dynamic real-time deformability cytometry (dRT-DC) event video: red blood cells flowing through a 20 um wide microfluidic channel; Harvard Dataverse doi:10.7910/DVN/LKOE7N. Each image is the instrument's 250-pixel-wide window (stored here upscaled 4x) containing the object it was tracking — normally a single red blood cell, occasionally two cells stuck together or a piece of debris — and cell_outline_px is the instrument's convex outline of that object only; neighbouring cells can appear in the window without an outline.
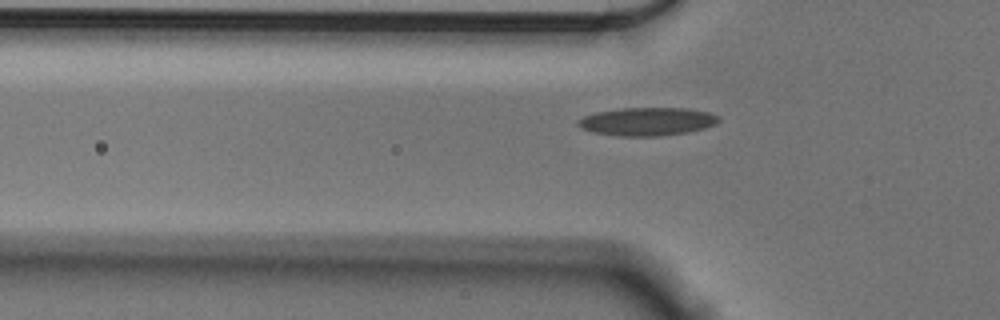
{"species": "Egyptian fruit bat (a non-hibernating species)", "species_latin": "Rousettus aegyptiacus", "temperature_condition": "cold", "stored_images_in_passage": 41, "camera_frame_rate_fps": 3000, "um_per_image_px": 0.085, "animal": {"sex": "male"}, "frame": {"image": 1, "passage_image": 8, "time_ms": 2.333, "image_size_px": [1000, 320], "cell_outline_px": [[720, 120], [716, 124], [704, 128], [688, 132], [660, 136], [616, 136], [592, 132], [580, 128], [576, 124], [576, 120], [584, 116], [596, 112], [620, 108], [684, 108], [708, 112], [720, 116]], "centroid_in_image_um": [54.98, 10.33], "position_along_channel_um": 70.8, "area_um2": 23.29}}
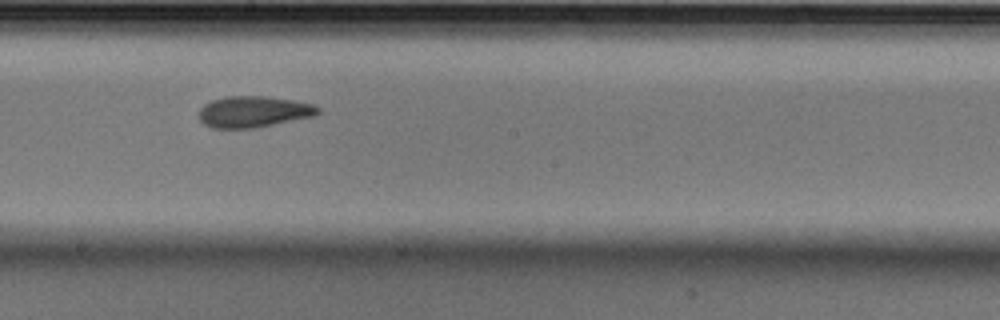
{"frame": {"image": 2, "passage_image": 21, "time_ms": 6.667, "image_size_px": [1000, 320], "cell_outline_px": [[320, 112], [316, 116], [256, 128], [212, 128], [204, 124], [200, 120], [200, 108], [204, 104], [212, 100], [224, 96], [268, 96], [296, 100], [312, 104], [320, 108]], "centroid_in_image_um": [21.59, 9.49], "position_along_channel_um": 226.6, "area_um2": 21.96}}
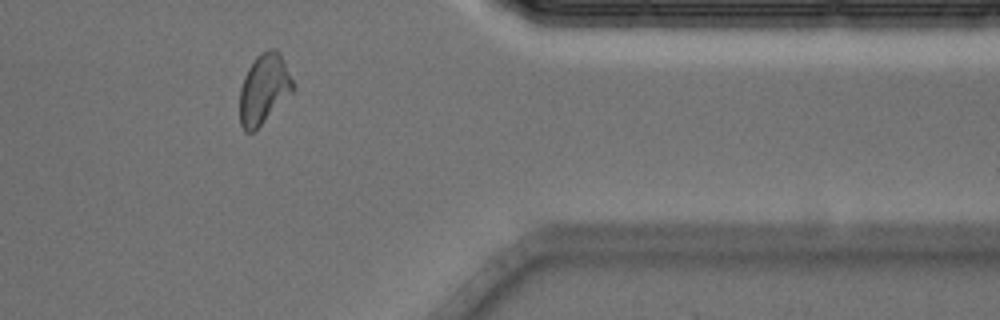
{"frame": {"image": 3, "passage_image": 36, "time_ms": 11.667, "image_size_px": [1000, 320], "cell_outline_px": [[296, 88], [256, 132], [244, 132], [240, 124], [240, 88], [244, 76], [248, 68], [256, 56], [260, 52], [272, 48], [276, 48], [280, 52], [284, 60]], "centroid_in_image_um": [22.44, 7.58], "position_along_channel_um": 389.0, "area_um2": 22.14}}